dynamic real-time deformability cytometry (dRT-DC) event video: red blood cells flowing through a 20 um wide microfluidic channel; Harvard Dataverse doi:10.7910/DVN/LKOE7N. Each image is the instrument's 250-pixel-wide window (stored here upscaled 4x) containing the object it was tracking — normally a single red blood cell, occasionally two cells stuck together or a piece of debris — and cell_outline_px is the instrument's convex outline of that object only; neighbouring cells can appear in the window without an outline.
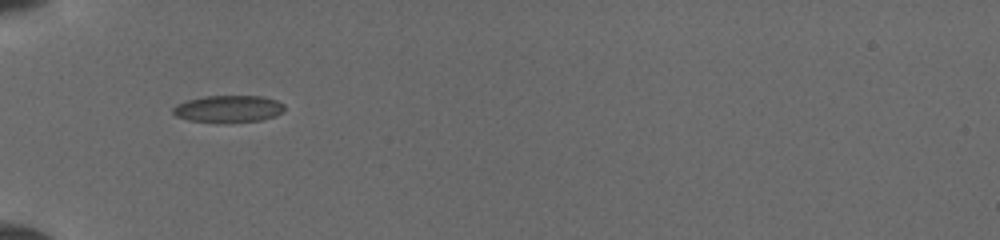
{"species": "common noctule bat (a hibernating species)", "species_latin": "Nyctalus noctula", "temperature_condition": "cold", "stored_images_in_passage": 3, "camera_frame_rate_fps": 3000, "um_per_image_px": 0.085, "animal": {"sex": "female", "body_mass_g": 19.5, "forearm_length_mm": 54.1}, "frame": {"image": 1, "passage_image": 1, "time_ms": 0.0, "image_size_px": [1000, 240], "cell_outline_px": [[284, 108], [276, 116], [260, 120], [188, 120], [176, 116], [172, 112], [172, 108], [176, 104], [188, 100], [204, 96], [260, 96], [276, 100], [284, 104]], "centroid_in_image_um": [19.4, 9.21], "position_along_channel_um": 65.6, "area_um2": 16.76}}